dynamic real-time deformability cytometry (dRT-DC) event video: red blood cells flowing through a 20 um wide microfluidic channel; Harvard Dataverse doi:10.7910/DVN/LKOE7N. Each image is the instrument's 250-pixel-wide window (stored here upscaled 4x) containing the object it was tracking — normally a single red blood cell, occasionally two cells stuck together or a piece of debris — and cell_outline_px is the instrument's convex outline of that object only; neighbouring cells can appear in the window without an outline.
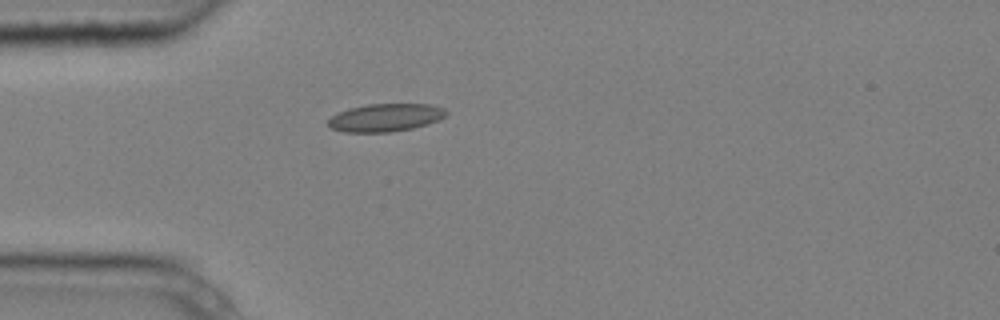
{"species": "common noctule bat (a hibernating species)", "species_latin": "Nyctalus noctula", "temperature_condition": "cold", "stored_images_in_passage": 4, "camera_frame_rate_fps": 3000, "um_per_image_px": 0.085, "animal": {"sex": "male", "body_mass_g": 20.4}, "frame": {"image": 1, "passage_image": 4, "time_ms": 1.0, "image_size_px": [1000, 320], "cell_outline_px": [[448, 112], [444, 116], [428, 124], [412, 128], [392, 132], [344, 132], [332, 128], [328, 124], [328, 120], [336, 112], [348, 108], [368, 104], [428, 104], [444, 108]], "centroid_in_image_um": [32.73, 9.99], "position_along_channel_um": 52.3, "area_um2": 19.13}}